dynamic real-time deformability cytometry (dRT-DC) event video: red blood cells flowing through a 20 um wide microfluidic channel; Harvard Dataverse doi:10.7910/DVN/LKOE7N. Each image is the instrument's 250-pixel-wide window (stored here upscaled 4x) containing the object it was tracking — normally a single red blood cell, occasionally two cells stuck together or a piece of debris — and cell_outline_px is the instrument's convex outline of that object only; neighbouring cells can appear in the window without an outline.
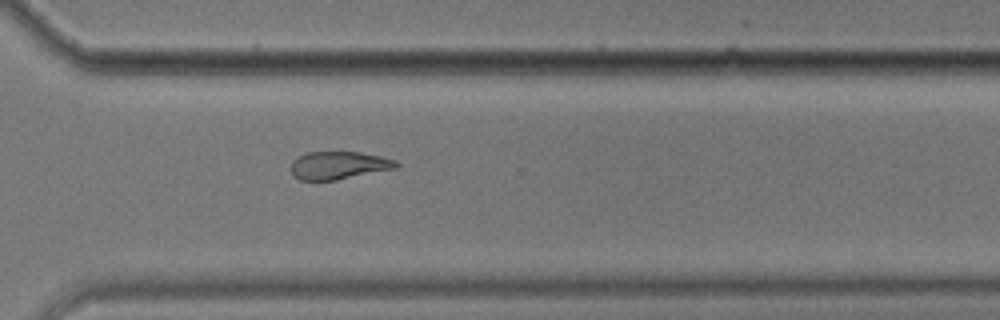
{"species": "common noctule bat (a hibernating species)", "species_latin": "Nyctalus noctula", "temperature_condition": "cold", "stored_images_in_passage": 12, "camera_frame_rate_fps": 3000, "um_per_image_px": 0.085, "animal": {"sex": "male", "body_mass_g": 17.9}, "frame": {"image": 1, "passage_image": 12, "time_ms": 14.667, "image_size_px": [1000, 320], "cell_outline_px": [[400, 164], [396, 168], [336, 180], [300, 180], [292, 176], [292, 160], [296, 156], [308, 152], [360, 152], [380, 156], [396, 160]], "centroid_in_image_um": [28.77, 14.05], "position_along_channel_um": 341.8, "area_um2": 17.11}}